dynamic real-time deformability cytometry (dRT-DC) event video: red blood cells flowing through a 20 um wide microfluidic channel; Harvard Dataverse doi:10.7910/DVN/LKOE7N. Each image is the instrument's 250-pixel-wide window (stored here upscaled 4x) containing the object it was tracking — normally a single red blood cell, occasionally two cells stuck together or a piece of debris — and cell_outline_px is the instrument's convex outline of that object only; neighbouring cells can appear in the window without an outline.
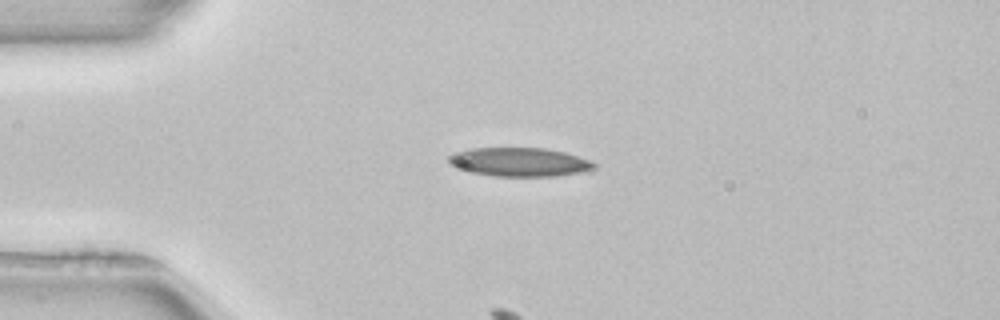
{"species": "common noctule bat (a hibernating species)", "species_latin": "Nyctalus noctula", "temperature_condition": "room temperature", "stored_images_in_passage": 35, "camera_frame_rate_fps": 3000, "um_per_image_px": 0.085, "animal": {"sex": "female", "body_mass_g": 22.7, "forearm_length_mm": 54.2}, "frame": {"image": 1, "passage_image": 1, "time_ms": 0.0, "image_size_px": [1000, 320], "cell_outline_px": [[596, 168], [580, 172], [556, 176], [496, 176], [472, 172], [456, 168], [448, 164], [448, 156], [456, 152], [468, 148], [544, 148], [564, 152], [588, 160], [596, 164]], "centroid_in_image_um": [44.1, 13.77], "position_along_channel_um": 40.9, "area_um2": 24.28}}